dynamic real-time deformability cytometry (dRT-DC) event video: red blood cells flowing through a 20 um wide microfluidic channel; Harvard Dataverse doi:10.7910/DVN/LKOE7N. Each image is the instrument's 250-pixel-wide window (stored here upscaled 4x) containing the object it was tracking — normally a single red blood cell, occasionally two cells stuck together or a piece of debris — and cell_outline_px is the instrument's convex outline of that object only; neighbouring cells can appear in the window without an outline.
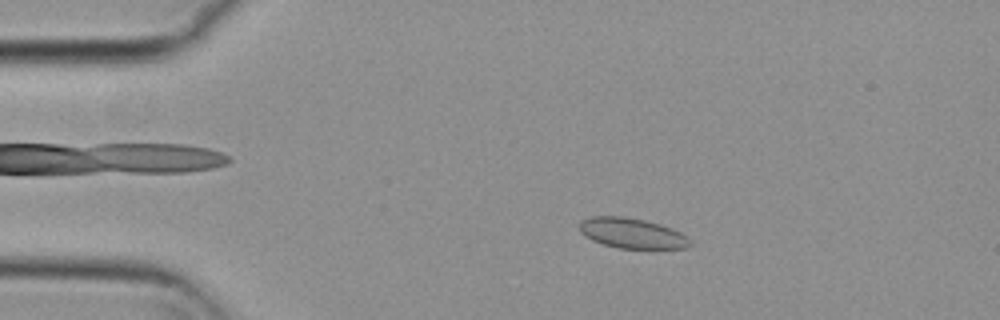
{"species": "common noctule bat (a hibernating species)", "species_latin": "Nyctalus noctula", "temperature_condition": "cold", "stored_images_in_passage": 46, "camera_frame_rate_fps": 3000, "um_per_image_px": 0.085, "animal": {"sex": "female", "body_mass_g": 29.2, "forearm_length_mm": 56.3}, "frame": {"image": 1, "passage_image": 1, "time_ms": 0.0, "image_size_px": [1000, 320], "cell_outline_px": [[692, 244], [684, 248], [616, 248], [592, 240], [584, 236], [580, 232], [580, 220], [592, 216], [624, 216], [644, 220], [660, 224], [672, 228], [688, 236]], "centroid_in_image_um": [53.71, 19.81], "position_along_channel_um": 31.3, "area_um2": 19.54}}
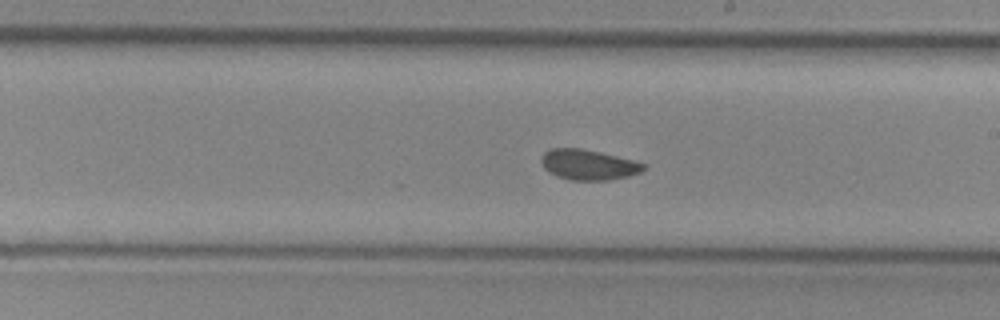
{"frame": {"image": 2, "passage_image": 22, "time_ms": 7.0, "image_size_px": [1000, 320], "cell_outline_px": [[644, 168], [640, 172], [628, 176], [608, 180], [572, 180], [556, 176], [548, 172], [544, 168], [540, 160], [540, 156], [548, 148], [580, 148], [600, 152], [632, 160], [644, 164]], "centroid_in_image_um": [49.93, 13.99], "position_along_channel_um": 239.1, "area_um2": 18.03}}
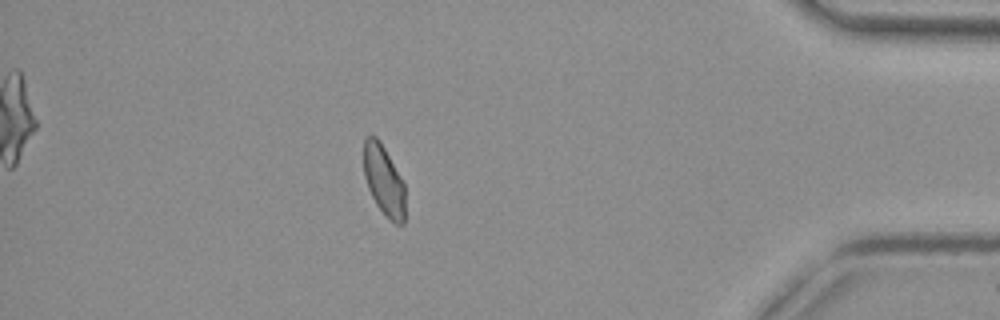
{"frame": {"image": 3, "passage_image": 39, "time_ms": 12.667, "image_size_px": [1000, 320], "cell_outline_px": [[404, 224], [396, 224], [388, 220], [384, 216], [376, 204], [368, 188], [364, 176], [364, 136], [376, 136], [380, 140], [404, 180]], "centroid_in_image_um": [32.63, 15.33], "position_along_channel_um": 402.6, "area_um2": 17.28}, "authors_computed_cell_mechanics": {"area_um2": 18.2648, "velocity_mm_per_s": 3.6984, "shape_relaxation_time_tau1_ms": null, "shape_relaxation_time_tau2_ms": 2.208, "deformation_change_tau1": null, "deformation_change_tau2": 0.0434}}